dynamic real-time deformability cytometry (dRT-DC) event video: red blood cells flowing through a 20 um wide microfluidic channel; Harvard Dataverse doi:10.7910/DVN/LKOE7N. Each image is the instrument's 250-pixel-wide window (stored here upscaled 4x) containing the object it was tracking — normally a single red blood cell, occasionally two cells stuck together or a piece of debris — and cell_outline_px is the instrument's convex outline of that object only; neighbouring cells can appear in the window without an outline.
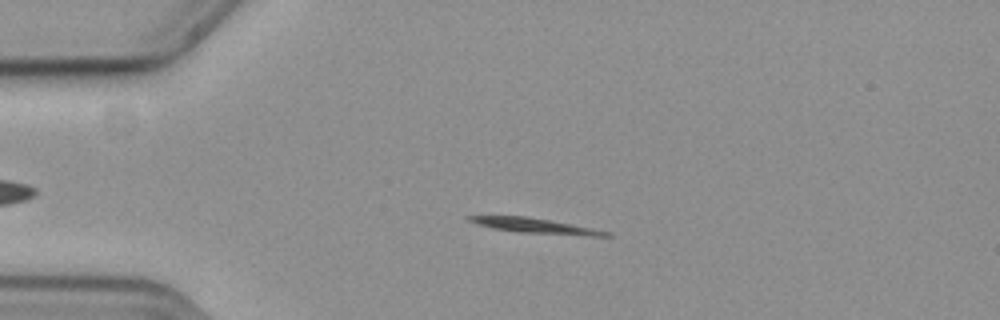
{"species": "common noctule bat (a hibernating species)", "species_latin": "Nyctalus noctula", "temperature_condition": "cold", "stored_images_in_passage": 15, "camera_frame_rate_fps": 3000, "um_per_image_px": 0.085, "animal": {"sex": "female", "body_mass_g": 19.3, "forearm_length_mm": 54.1}, "frame": {"image": 1, "passage_image": 11, "time_ms": 3.333, "image_size_px": [1000, 320], "cell_outline_px": [[612, 236], [592, 236], [520, 232], [492, 228], [476, 224], [468, 220], [464, 216], [528, 216], [572, 224], [612, 232]], "centroid_in_image_um": [45.51, 19.18], "position_along_channel_um": 39.5, "area_um2": 11.91}}